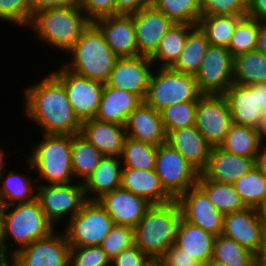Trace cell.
<instances>
[{
  "mask_svg": "<svg viewBox=\"0 0 266 266\" xmlns=\"http://www.w3.org/2000/svg\"><path fill=\"white\" fill-rule=\"evenodd\" d=\"M80 135L104 156L121 157L127 137L125 126L96 118L82 122Z\"/></svg>",
  "mask_w": 266,
  "mask_h": 266,
  "instance_id": "d4e9b609",
  "label": "cell"
},
{
  "mask_svg": "<svg viewBox=\"0 0 266 266\" xmlns=\"http://www.w3.org/2000/svg\"><path fill=\"white\" fill-rule=\"evenodd\" d=\"M203 266H227V265L210 258L206 261V263Z\"/></svg>",
  "mask_w": 266,
  "mask_h": 266,
  "instance_id": "6125c7cd",
  "label": "cell"
},
{
  "mask_svg": "<svg viewBox=\"0 0 266 266\" xmlns=\"http://www.w3.org/2000/svg\"><path fill=\"white\" fill-rule=\"evenodd\" d=\"M103 157L104 155L83 136L72 135V171L75 181L84 183Z\"/></svg>",
  "mask_w": 266,
  "mask_h": 266,
  "instance_id": "d590c367",
  "label": "cell"
},
{
  "mask_svg": "<svg viewBox=\"0 0 266 266\" xmlns=\"http://www.w3.org/2000/svg\"><path fill=\"white\" fill-rule=\"evenodd\" d=\"M24 113L43 134L77 135L82 122L76 116L63 85L51 74L24 89Z\"/></svg>",
  "mask_w": 266,
  "mask_h": 266,
  "instance_id": "6da1fadb",
  "label": "cell"
},
{
  "mask_svg": "<svg viewBox=\"0 0 266 266\" xmlns=\"http://www.w3.org/2000/svg\"><path fill=\"white\" fill-rule=\"evenodd\" d=\"M41 137L26 156L30 173H37L36 183L41 181L37 185L76 182L72 171V135L43 134Z\"/></svg>",
  "mask_w": 266,
  "mask_h": 266,
  "instance_id": "7a4b0ae2",
  "label": "cell"
},
{
  "mask_svg": "<svg viewBox=\"0 0 266 266\" xmlns=\"http://www.w3.org/2000/svg\"><path fill=\"white\" fill-rule=\"evenodd\" d=\"M63 231L70 246H100L114 221L97 200H88Z\"/></svg>",
  "mask_w": 266,
  "mask_h": 266,
  "instance_id": "ba28073f",
  "label": "cell"
},
{
  "mask_svg": "<svg viewBox=\"0 0 266 266\" xmlns=\"http://www.w3.org/2000/svg\"><path fill=\"white\" fill-rule=\"evenodd\" d=\"M209 46L206 34L197 25L189 33L179 58L172 70L195 76L200 70L203 57Z\"/></svg>",
  "mask_w": 266,
  "mask_h": 266,
  "instance_id": "d6a6232c",
  "label": "cell"
},
{
  "mask_svg": "<svg viewBox=\"0 0 266 266\" xmlns=\"http://www.w3.org/2000/svg\"><path fill=\"white\" fill-rule=\"evenodd\" d=\"M233 125L223 94H202L197 102L195 127L212 147H219Z\"/></svg>",
  "mask_w": 266,
  "mask_h": 266,
  "instance_id": "5bb4252c",
  "label": "cell"
},
{
  "mask_svg": "<svg viewBox=\"0 0 266 266\" xmlns=\"http://www.w3.org/2000/svg\"><path fill=\"white\" fill-rule=\"evenodd\" d=\"M69 266H111L100 246H71Z\"/></svg>",
  "mask_w": 266,
  "mask_h": 266,
  "instance_id": "bcb514c9",
  "label": "cell"
},
{
  "mask_svg": "<svg viewBox=\"0 0 266 266\" xmlns=\"http://www.w3.org/2000/svg\"><path fill=\"white\" fill-rule=\"evenodd\" d=\"M77 4L91 22L116 15L115 0H77Z\"/></svg>",
  "mask_w": 266,
  "mask_h": 266,
  "instance_id": "c3c4849f",
  "label": "cell"
},
{
  "mask_svg": "<svg viewBox=\"0 0 266 266\" xmlns=\"http://www.w3.org/2000/svg\"><path fill=\"white\" fill-rule=\"evenodd\" d=\"M198 101L176 103L160 111L166 132L194 126Z\"/></svg>",
  "mask_w": 266,
  "mask_h": 266,
  "instance_id": "7bdbcfd3",
  "label": "cell"
},
{
  "mask_svg": "<svg viewBox=\"0 0 266 266\" xmlns=\"http://www.w3.org/2000/svg\"><path fill=\"white\" fill-rule=\"evenodd\" d=\"M245 16H201L198 26L206 34L209 45L228 48L237 24Z\"/></svg>",
  "mask_w": 266,
  "mask_h": 266,
  "instance_id": "74e56055",
  "label": "cell"
},
{
  "mask_svg": "<svg viewBox=\"0 0 266 266\" xmlns=\"http://www.w3.org/2000/svg\"><path fill=\"white\" fill-rule=\"evenodd\" d=\"M153 260L135 244L122 250L111 260V266H149Z\"/></svg>",
  "mask_w": 266,
  "mask_h": 266,
  "instance_id": "681fc988",
  "label": "cell"
},
{
  "mask_svg": "<svg viewBox=\"0 0 266 266\" xmlns=\"http://www.w3.org/2000/svg\"><path fill=\"white\" fill-rule=\"evenodd\" d=\"M122 169L121 157L104 156L97 168L83 183L87 200H97L105 193L120 188Z\"/></svg>",
  "mask_w": 266,
  "mask_h": 266,
  "instance_id": "83f0119b",
  "label": "cell"
},
{
  "mask_svg": "<svg viewBox=\"0 0 266 266\" xmlns=\"http://www.w3.org/2000/svg\"><path fill=\"white\" fill-rule=\"evenodd\" d=\"M259 21L245 16L236 26L228 46L232 56L257 49Z\"/></svg>",
  "mask_w": 266,
  "mask_h": 266,
  "instance_id": "b9f144b4",
  "label": "cell"
},
{
  "mask_svg": "<svg viewBox=\"0 0 266 266\" xmlns=\"http://www.w3.org/2000/svg\"><path fill=\"white\" fill-rule=\"evenodd\" d=\"M197 185L206 193L209 201L224 215L247 208L233 184L218 183L199 174Z\"/></svg>",
  "mask_w": 266,
  "mask_h": 266,
  "instance_id": "e575fe53",
  "label": "cell"
},
{
  "mask_svg": "<svg viewBox=\"0 0 266 266\" xmlns=\"http://www.w3.org/2000/svg\"><path fill=\"white\" fill-rule=\"evenodd\" d=\"M56 231L15 252L7 266H69L71 246L64 231Z\"/></svg>",
  "mask_w": 266,
  "mask_h": 266,
  "instance_id": "7c38bea8",
  "label": "cell"
},
{
  "mask_svg": "<svg viewBox=\"0 0 266 266\" xmlns=\"http://www.w3.org/2000/svg\"><path fill=\"white\" fill-rule=\"evenodd\" d=\"M121 188L141 196L152 205L166 204L174 200L162 186L155 170L123 168Z\"/></svg>",
  "mask_w": 266,
  "mask_h": 266,
  "instance_id": "484cf974",
  "label": "cell"
},
{
  "mask_svg": "<svg viewBox=\"0 0 266 266\" xmlns=\"http://www.w3.org/2000/svg\"><path fill=\"white\" fill-rule=\"evenodd\" d=\"M196 25L187 23H175L162 37L156 52L150 57L154 66L171 68L184 48L188 33Z\"/></svg>",
  "mask_w": 266,
  "mask_h": 266,
  "instance_id": "4dcf8cb0",
  "label": "cell"
},
{
  "mask_svg": "<svg viewBox=\"0 0 266 266\" xmlns=\"http://www.w3.org/2000/svg\"><path fill=\"white\" fill-rule=\"evenodd\" d=\"M0 266H6V244L4 241L3 217L0 206Z\"/></svg>",
  "mask_w": 266,
  "mask_h": 266,
  "instance_id": "9f6ffc18",
  "label": "cell"
},
{
  "mask_svg": "<svg viewBox=\"0 0 266 266\" xmlns=\"http://www.w3.org/2000/svg\"><path fill=\"white\" fill-rule=\"evenodd\" d=\"M77 0H31L33 14L50 8H61L74 5Z\"/></svg>",
  "mask_w": 266,
  "mask_h": 266,
  "instance_id": "f5cc1de1",
  "label": "cell"
},
{
  "mask_svg": "<svg viewBox=\"0 0 266 266\" xmlns=\"http://www.w3.org/2000/svg\"><path fill=\"white\" fill-rule=\"evenodd\" d=\"M7 173V175L5 174ZM36 179L28 174L4 171L0 175V206L30 202L36 198Z\"/></svg>",
  "mask_w": 266,
  "mask_h": 266,
  "instance_id": "f546056e",
  "label": "cell"
},
{
  "mask_svg": "<svg viewBox=\"0 0 266 266\" xmlns=\"http://www.w3.org/2000/svg\"><path fill=\"white\" fill-rule=\"evenodd\" d=\"M50 73L63 85L67 98L81 122L96 117L105 83L75 74L62 64Z\"/></svg>",
  "mask_w": 266,
  "mask_h": 266,
  "instance_id": "30bf717a",
  "label": "cell"
},
{
  "mask_svg": "<svg viewBox=\"0 0 266 266\" xmlns=\"http://www.w3.org/2000/svg\"><path fill=\"white\" fill-rule=\"evenodd\" d=\"M223 95L228 102L233 124L258 128L266 113V83H232Z\"/></svg>",
  "mask_w": 266,
  "mask_h": 266,
  "instance_id": "4fadbf2b",
  "label": "cell"
},
{
  "mask_svg": "<svg viewBox=\"0 0 266 266\" xmlns=\"http://www.w3.org/2000/svg\"><path fill=\"white\" fill-rule=\"evenodd\" d=\"M257 130L260 135L262 143L266 144V113L263 114L261 118V123L259 124Z\"/></svg>",
  "mask_w": 266,
  "mask_h": 266,
  "instance_id": "91938a15",
  "label": "cell"
},
{
  "mask_svg": "<svg viewBox=\"0 0 266 266\" xmlns=\"http://www.w3.org/2000/svg\"><path fill=\"white\" fill-rule=\"evenodd\" d=\"M155 171L162 186L174 199L195 186L200 174L167 143L157 146Z\"/></svg>",
  "mask_w": 266,
  "mask_h": 266,
  "instance_id": "8fae6325",
  "label": "cell"
},
{
  "mask_svg": "<svg viewBox=\"0 0 266 266\" xmlns=\"http://www.w3.org/2000/svg\"><path fill=\"white\" fill-rule=\"evenodd\" d=\"M151 4L152 0H115L116 15H131Z\"/></svg>",
  "mask_w": 266,
  "mask_h": 266,
  "instance_id": "816d5d0a",
  "label": "cell"
},
{
  "mask_svg": "<svg viewBox=\"0 0 266 266\" xmlns=\"http://www.w3.org/2000/svg\"><path fill=\"white\" fill-rule=\"evenodd\" d=\"M67 53L71 56V62L68 60L66 64H62L66 69L103 83L108 81L118 59L93 22Z\"/></svg>",
  "mask_w": 266,
  "mask_h": 266,
  "instance_id": "8992f818",
  "label": "cell"
},
{
  "mask_svg": "<svg viewBox=\"0 0 266 266\" xmlns=\"http://www.w3.org/2000/svg\"><path fill=\"white\" fill-rule=\"evenodd\" d=\"M126 135L136 141L158 146L166 143V131L160 112L145 101L132 111L125 125Z\"/></svg>",
  "mask_w": 266,
  "mask_h": 266,
  "instance_id": "603a6c76",
  "label": "cell"
},
{
  "mask_svg": "<svg viewBox=\"0 0 266 266\" xmlns=\"http://www.w3.org/2000/svg\"><path fill=\"white\" fill-rule=\"evenodd\" d=\"M246 16L266 22V0H248Z\"/></svg>",
  "mask_w": 266,
  "mask_h": 266,
  "instance_id": "db71d44e",
  "label": "cell"
},
{
  "mask_svg": "<svg viewBox=\"0 0 266 266\" xmlns=\"http://www.w3.org/2000/svg\"><path fill=\"white\" fill-rule=\"evenodd\" d=\"M215 236L186 221L180 220L175 245L202 265L212 258Z\"/></svg>",
  "mask_w": 266,
  "mask_h": 266,
  "instance_id": "f1b7e54d",
  "label": "cell"
},
{
  "mask_svg": "<svg viewBox=\"0 0 266 266\" xmlns=\"http://www.w3.org/2000/svg\"><path fill=\"white\" fill-rule=\"evenodd\" d=\"M157 263L158 266H203L195 258L184 253L175 244L157 260Z\"/></svg>",
  "mask_w": 266,
  "mask_h": 266,
  "instance_id": "f907efd6",
  "label": "cell"
},
{
  "mask_svg": "<svg viewBox=\"0 0 266 266\" xmlns=\"http://www.w3.org/2000/svg\"><path fill=\"white\" fill-rule=\"evenodd\" d=\"M176 200L180 204L182 217L186 221L214 236L222 234L224 214L216 209L197 184L182 193Z\"/></svg>",
  "mask_w": 266,
  "mask_h": 266,
  "instance_id": "ac0fdd59",
  "label": "cell"
},
{
  "mask_svg": "<svg viewBox=\"0 0 266 266\" xmlns=\"http://www.w3.org/2000/svg\"><path fill=\"white\" fill-rule=\"evenodd\" d=\"M256 165L257 161L254 158L237 156L220 147H213L202 174L211 181L234 184Z\"/></svg>",
  "mask_w": 266,
  "mask_h": 266,
  "instance_id": "cb8c5ba5",
  "label": "cell"
},
{
  "mask_svg": "<svg viewBox=\"0 0 266 266\" xmlns=\"http://www.w3.org/2000/svg\"><path fill=\"white\" fill-rule=\"evenodd\" d=\"M153 69L150 57H118L106 84L134 93L144 101Z\"/></svg>",
  "mask_w": 266,
  "mask_h": 266,
  "instance_id": "e0dca14e",
  "label": "cell"
},
{
  "mask_svg": "<svg viewBox=\"0 0 266 266\" xmlns=\"http://www.w3.org/2000/svg\"><path fill=\"white\" fill-rule=\"evenodd\" d=\"M182 219L179 202L152 205L134 228L135 245L153 261H157L176 242Z\"/></svg>",
  "mask_w": 266,
  "mask_h": 266,
  "instance_id": "5b68a950",
  "label": "cell"
},
{
  "mask_svg": "<svg viewBox=\"0 0 266 266\" xmlns=\"http://www.w3.org/2000/svg\"><path fill=\"white\" fill-rule=\"evenodd\" d=\"M262 145L257 128L233 124L219 147L228 153L257 161Z\"/></svg>",
  "mask_w": 266,
  "mask_h": 266,
  "instance_id": "1f68e13d",
  "label": "cell"
},
{
  "mask_svg": "<svg viewBox=\"0 0 266 266\" xmlns=\"http://www.w3.org/2000/svg\"><path fill=\"white\" fill-rule=\"evenodd\" d=\"M234 57L228 48L209 45L195 75L202 94H223L233 83Z\"/></svg>",
  "mask_w": 266,
  "mask_h": 266,
  "instance_id": "2e32d148",
  "label": "cell"
},
{
  "mask_svg": "<svg viewBox=\"0 0 266 266\" xmlns=\"http://www.w3.org/2000/svg\"><path fill=\"white\" fill-rule=\"evenodd\" d=\"M7 154L5 153V149L0 146V175L5 171L6 169V158Z\"/></svg>",
  "mask_w": 266,
  "mask_h": 266,
  "instance_id": "94428289",
  "label": "cell"
},
{
  "mask_svg": "<svg viewBox=\"0 0 266 266\" xmlns=\"http://www.w3.org/2000/svg\"><path fill=\"white\" fill-rule=\"evenodd\" d=\"M233 83L241 85L266 83V55L256 49L235 56Z\"/></svg>",
  "mask_w": 266,
  "mask_h": 266,
  "instance_id": "836d02e7",
  "label": "cell"
},
{
  "mask_svg": "<svg viewBox=\"0 0 266 266\" xmlns=\"http://www.w3.org/2000/svg\"><path fill=\"white\" fill-rule=\"evenodd\" d=\"M36 190V199L55 227L65 217L69 221L88 201L83 183L77 181L69 184L38 185Z\"/></svg>",
  "mask_w": 266,
  "mask_h": 266,
  "instance_id": "9c48e42d",
  "label": "cell"
},
{
  "mask_svg": "<svg viewBox=\"0 0 266 266\" xmlns=\"http://www.w3.org/2000/svg\"><path fill=\"white\" fill-rule=\"evenodd\" d=\"M212 259L227 266H263L264 263L235 240L220 234L215 236Z\"/></svg>",
  "mask_w": 266,
  "mask_h": 266,
  "instance_id": "8d00e7d4",
  "label": "cell"
},
{
  "mask_svg": "<svg viewBox=\"0 0 266 266\" xmlns=\"http://www.w3.org/2000/svg\"><path fill=\"white\" fill-rule=\"evenodd\" d=\"M149 266H158L157 261H153Z\"/></svg>",
  "mask_w": 266,
  "mask_h": 266,
  "instance_id": "be15d7a7",
  "label": "cell"
},
{
  "mask_svg": "<svg viewBox=\"0 0 266 266\" xmlns=\"http://www.w3.org/2000/svg\"><path fill=\"white\" fill-rule=\"evenodd\" d=\"M157 146L126 137L121 156L123 168L155 170Z\"/></svg>",
  "mask_w": 266,
  "mask_h": 266,
  "instance_id": "60d3db41",
  "label": "cell"
},
{
  "mask_svg": "<svg viewBox=\"0 0 266 266\" xmlns=\"http://www.w3.org/2000/svg\"><path fill=\"white\" fill-rule=\"evenodd\" d=\"M102 32L105 41L117 57L138 55L132 15H112L93 22Z\"/></svg>",
  "mask_w": 266,
  "mask_h": 266,
  "instance_id": "44dd1931",
  "label": "cell"
},
{
  "mask_svg": "<svg viewBox=\"0 0 266 266\" xmlns=\"http://www.w3.org/2000/svg\"><path fill=\"white\" fill-rule=\"evenodd\" d=\"M201 95L195 76L176 72L171 68L155 67L144 101L160 112L176 103L198 101Z\"/></svg>",
  "mask_w": 266,
  "mask_h": 266,
  "instance_id": "52a82bcc",
  "label": "cell"
},
{
  "mask_svg": "<svg viewBox=\"0 0 266 266\" xmlns=\"http://www.w3.org/2000/svg\"><path fill=\"white\" fill-rule=\"evenodd\" d=\"M0 20L28 27L32 20L31 0H0Z\"/></svg>",
  "mask_w": 266,
  "mask_h": 266,
  "instance_id": "ee69618b",
  "label": "cell"
},
{
  "mask_svg": "<svg viewBox=\"0 0 266 266\" xmlns=\"http://www.w3.org/2000/svg\"><path fill=\"white\" fill-rule=\"evenodd\" d=\"M166 143L177 150L200 174L206 169L212 146L194 126L166 132Z\"/></svg>",
  "mask_w": 266,
  "mask_h": 266,
  "instance_id": "7402d4cb",
  "label": "cell"
},
{
  "mask_svg": "<svg viewBox=\"0 0 266 266\" xmlns=\"http://www.w3.org/2000/svg\"><path fill=\"white\" fill-rule=\"evenodd\" d=\"M134 244V229L129 226L115 224L109 234L103 239L100 247L112 260L122 250Z\"/></svg>",
  "mask_w": 266,
  "mask_h": 266,
  "instance_id": "f6af8a7d",
  "label": "cell"
},
{
  "mask_svg": "<svg viewBox=\"0 0 266 266\" xmlns=\"http://www.w3.org/2000/svg\"><path fill=\"white\" fill-rule=\"evenodd\" d=\"M131 15L135 27L138 55L151 57L158 49L162 37L175 22L152 4Z\"/></svg>",
  "mask_w": 266,
  "mask_h": 266,
  "instance_id": "d6986e66",
  "label": "cell"
},
{
  "mask_svg": "<svg viewBox=\"0 0 266 266\" xmlns=\"http://www.w3.org/2000/svg\"><path fill=\"white\" fill-rule=\"evenodd\" d=\"M91 24L77 2L74 5L50 8L33 14L27 28L36 34L42 45L67 53Z\"/></svg>",
  "mask_w": 266,
  "mask_h": 266,
  "instance_id": "3957f363",
  "label": "cell"
},
{
  "mask_svg": "<svg viewBox=\"0 0 266 266\" xmlns=\"http://www.w3.org/2000/svg\"><path fill=\"white\" fill-rule=\"evenodd\" d=\"M248 0H202V16L247 15Z\"/></svg>",
  "mask_w": 266,
  "mask_h": 266,
  "instance_id": "7dc6e473",
  "label": "cell"
},
{
  "mask_svg": "<svg viewBox=\"0 0 266 266\" xmlns=\"http://www.w3.org/2000/svg\"><path fill=\"white\" fill-rule=\"evenodd\" d=\"M97 201L111 216L114 224L133 229L152 206L146 199L121 187L105 193Z\"/></svg>",
  "mask_w": 266,
  "mask_h": 266,
  "instance_id": "ffe728a7",
  "label": "cell"
},
{
  "mask_svg": "<svg viewBox=\"0 0 266 266\" xmlns=\"http://www.w3.org/2000/svg\"><path fill=\"white\" fill-rule=\"evenodd\" d=\"M1 209L6 244V266L15 252L36 240L48 237L56 230L36 198L30 202L1 206ZM11 239H14V243L10 241Z\"/></svg>",
  "mask_w": 266,
  "mask_h": 266,
  "instance_id": "277c9868",
  "label": "cell"
},
{
  "mask_svg": "<svg viewBox=\"0 0 266 266\" xmlns=\"http://www.w3.org/2000/svg\"><path fill=\"white\" fill-rule=\"evenodd\" d=\"M257 165L266 175V144L262 145L261 151L258 156Z\"/></svg>",
  "mask_w": 266,
  "mask_h": 266,
  "instance_id": "680465c9",
  "label": "cell"
},
{
  "mask_svg": "<svg viewBox=\"0 0 266 266\" xmlns=\"http://www.w3.org/2000/svg\"><path fill=\"white\" fill-rule=\"evenodd\" d=\"M257 50L266 55V22H259Z\"/></svg>",
  "mask_w": 266,
  "mask_h": 266,
  "instance_id": "11a10c76",
  "label": "cell"
},
{
  "mask_svg": "<svg viewBox=\"0 0 266 266\" xmlns=\"http://www.w3.org/2000/svg\"><path fill=\"white\" fill-rule=\"evenodd\" d=\"M152 5L175 23L197 26L202 16L201 0H152Z\"/></svg>",
  "mask_w": 266,
  "mask_h": 266,
  "instance_id": "ab89813d",
  "label": "cell"
},
{
  "mask_svg": "<svg viewBox=\"0 0 266 266\" xmlns=\"http://www.w3.org/2000/svg\"><path fill=\"white\" fill-rule=\"evenodd\" d=\"M256 209L266 237V200L262 202Z\"/></svg>",
  "mask_w": 266,
  "mask_h": 266,
  "instance_id": "6f0895ef",
  "label": "cell"
},
{
  "mask_svg": "<svg viewBox=\"0 0 266 266\" xmlns=\"http://www.w3.org/2000/svg\"><path fill=\"white\" fill-rule=\"evenodd\" d=\"M142 102L134 93L105 83L96 119L125 126L129 115Z\"/></svg>",
  "mask_w": 266,
  "mask_h": 266,
  "instance_id": "4316f807",
  "label": "cell"
},
{
  "mask_svg": "<svg viewBox=\"0 0 266 266\" xmlns=\"http://www.w3.org/2000/svg\"><path fill=\"white\" fill-rule=\"evenodd\" d=\"M233 186L247 207L257 208L266 200V175L258 165Z\"/></svg>",
  "mask_w": 266,
  "mask_h": 266,
  "instance_id": "f35d334b",
  "label": "cell"
},
{
  "mask_svg": "<svg viewBox=\"0 0 266 266\" xmlns=\"http://www.w3.org/2000/svg\"><path fill=\"white\" fill-rule=\"evenodd\" d=\"M222 234L265 262L266 237L256 208L247 207L224 215Z\"/></svg>",
  "mask_w": 266,
  "mask_h": 266,
  "instance_id": "9a60e30c",
  "label": "cell"
}]
</instances>
